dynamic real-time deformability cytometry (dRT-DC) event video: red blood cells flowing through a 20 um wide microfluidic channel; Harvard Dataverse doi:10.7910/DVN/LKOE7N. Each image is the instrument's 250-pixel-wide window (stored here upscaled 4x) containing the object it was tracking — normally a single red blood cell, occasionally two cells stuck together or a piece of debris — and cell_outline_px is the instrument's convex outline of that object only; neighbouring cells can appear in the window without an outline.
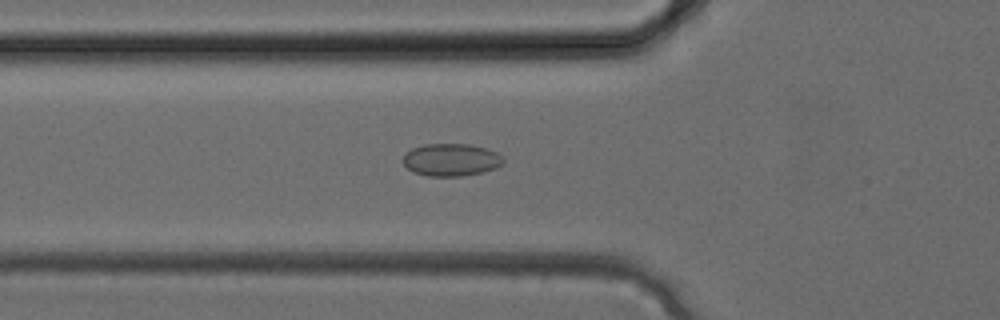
{"species": "common noctule bat (a hibernating species)", "species_latin": "Nyctalus noctula", "temperature_condition": "cold", "stored_images_in_passage": 26, "camera_frame_rate_fps": 3000, "um_per_image_px": 0.085, "animal": {"sex": "female", "body_mass_g": 24.6, "forearm_length_mm": 56.2}, "frame": {"image": 1, "passage_image": 10, "time_ms": 3.0, "image_size_px": [1000, 320], "cell_outline_px": [[504, 164], [496, 168], [484, 172], [464, 176], [428, 176], [412, 172], [404, 164], [404, 156], [412, 148], [424, 144], [468, 144], [488, 148], [496, 152], [504, 160]], "centroid_in_image_um": [38.38, 13.59], "position_along_channel_um": 87.4, "area_um2": 19.07}}
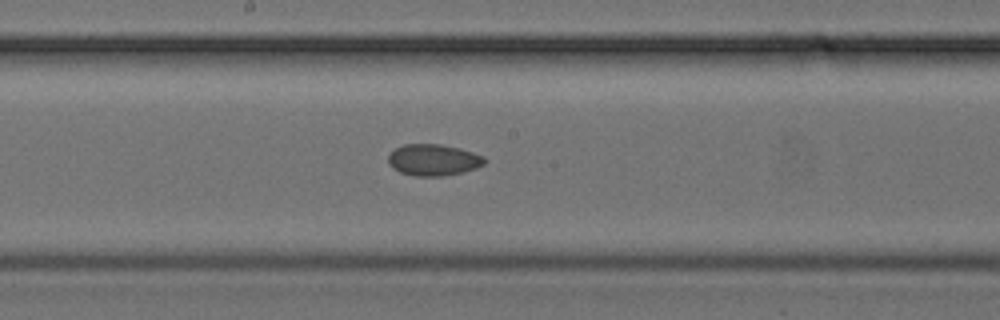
{"frame": {"image": 2, "passage_image": 16, "time_ms": 5.0, "image_size_px": [1000, 320], "cell_outline_px": [[488, 160], [484, 164], [476, 168], [464, 172], [444, 176], [416, 176], [400, 172], [392, 168], [388, 164], [388, 156], [396, 148], [404, 144], [440, 144], [460, 148], [484, 156]], "centroid_in_image_um": [36.86, 13.6], "position_along_channel_um": 211.3, "area_um2": 17.8}}
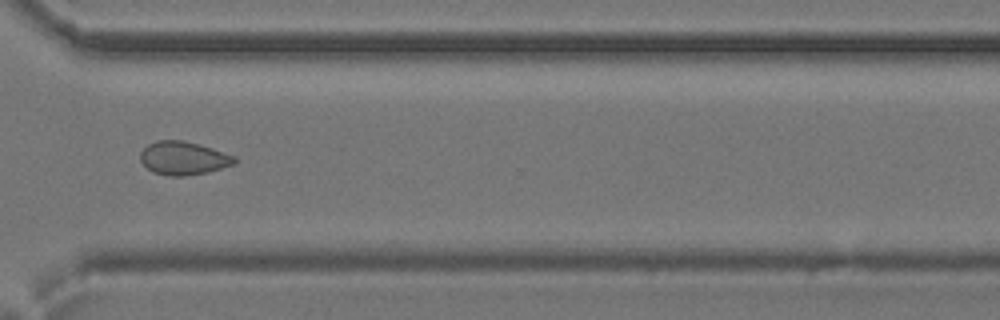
{"frame": {"image": 3, "passage_image": 23, "time_ms": 7.333, "image_size_px": [1000, 320], "cell_outline_px": [[236, 164], [208, 172], [184, 176], [168, 176], [152, 172], [140, 160], [140, 152], [148, 144], [156, 140], [184, 140], [212, 148], [236, 156]], "centroid_in_image_um": [15.6, 13.44], "position_along_channel_um": 355.0, "area_um2": 18.44}}